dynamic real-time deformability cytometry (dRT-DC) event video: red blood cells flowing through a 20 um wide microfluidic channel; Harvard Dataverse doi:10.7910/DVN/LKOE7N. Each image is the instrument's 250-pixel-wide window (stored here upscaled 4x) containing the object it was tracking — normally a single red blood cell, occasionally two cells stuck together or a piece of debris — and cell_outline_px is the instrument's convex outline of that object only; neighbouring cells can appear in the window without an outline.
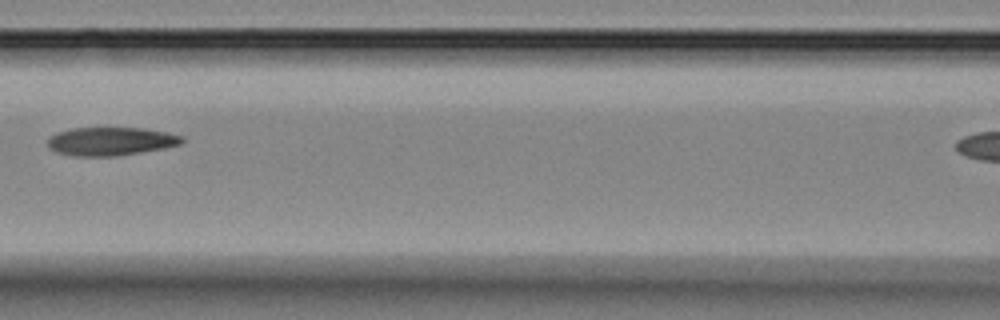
{"species": "Egyptian fruit bat (a non-hibernating species)", "species_latin": "Rousettus aegyptiacus", "temperature_condition": "room temperature", "stored_images_in_passage": 10, "camera_frame_rate_fps": 3000, "um_per_image_px": 0.085, "animal": {"sex": "female"}, "frame": {"image": 1, "passage_image": 4, "time_ms": 4.0, "image_size_px": [1000, 320], "cell_outline_px": [[184, 140], [180, 144], [164, 148], [116, 156], [72, 156], [56, 152], [48, 148], [48, 136], [56, 132], [72, 128], [144, 128], [168, 132], [184, 136]], "centroid_in_image_um": [9.39, 12.01], "position_along_channel_um": 157.2, "area_um2": 22.37}}
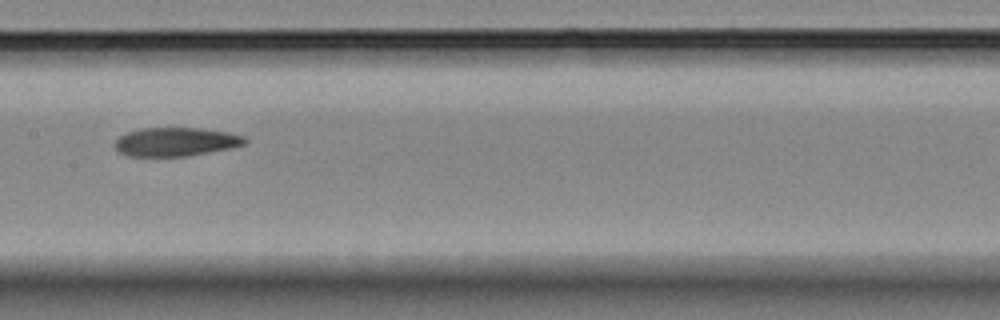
{"frame": {"image": 2, "passage_image": 5, "time_ms": 5.0, "image_size_px": [1000, 320], "cell_outline_px": [[248, 140], [244, 144], [232, 148], [184, 156], [128, 156], [120, 152], [112, 144], [120, 136], [128, 132], [140, 128], [200, 128], [228, 132], [244, 136]], "centroid_in_image_um": [14.94, 12.05], "position_along_channel_um": 192.5, "area_um2": 21.68}}
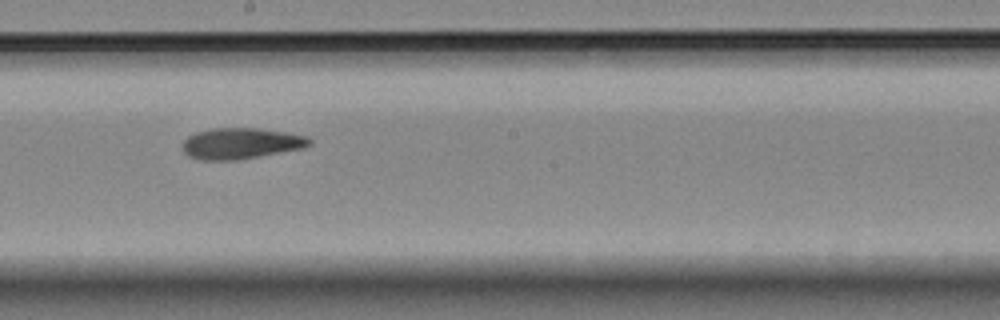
{"frame": {"image": 3, "passage_image": 6, "time_ms": 6.0, "image_size_px": [1000, 320], "cell_outline_px": [[312, 144], [304, 148], [236, 160], [200, 160], [188, 156], [184, 152], [180, 144], [188, 136], [196, 132], [212, 128], [256, 128], [284, 132], [308, 136], [312, 140]], "centroid_in_image_um": [20.46, 12.19], "position_along_channel_um": 227.7, "area_um2": 23.06}}